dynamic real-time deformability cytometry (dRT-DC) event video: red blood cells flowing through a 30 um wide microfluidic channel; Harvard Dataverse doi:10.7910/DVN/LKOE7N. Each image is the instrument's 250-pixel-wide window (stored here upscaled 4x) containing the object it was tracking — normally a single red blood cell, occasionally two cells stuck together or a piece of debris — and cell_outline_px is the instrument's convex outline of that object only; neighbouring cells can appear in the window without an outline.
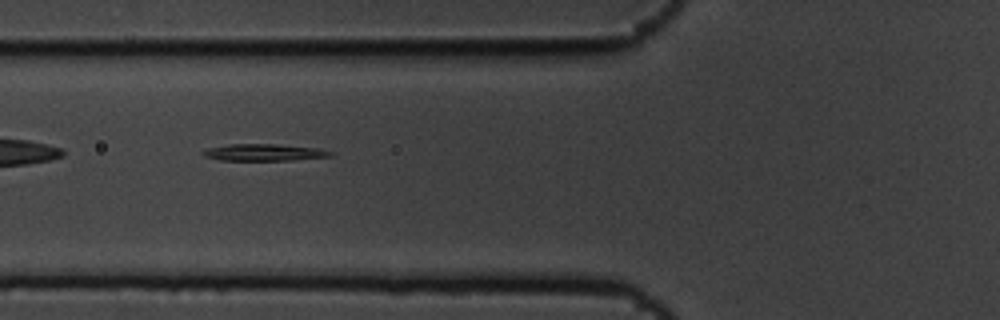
{"species": "common noctule bat (a hibernating species)", "species_latin": "Nyctalus noctula", "temperature_condition": "cold", "stored_images_in_passage": 4, "camera_frame_rate_fps": 3000, "um_per_image_px": 0.085, "animal": {"sex": "male", "body_mass_g": 19.5, "forearm_length_mm": 54.6}, "frame": {"image": 1, "passage_image": 3, "time_ms": 0.667, "image_size_px": [1000, 320], "cell_outline_px": [[332, 156], [292, 160], [220, 160], [204, 156], [200, 152], [208, 148], [228, 144], [276, 144], [320, 148], [332, 152]], "centroid_in_image_um": [22.43, 12.95], "position_along_channel_um": 103.4, "area_um2": 12.48}}
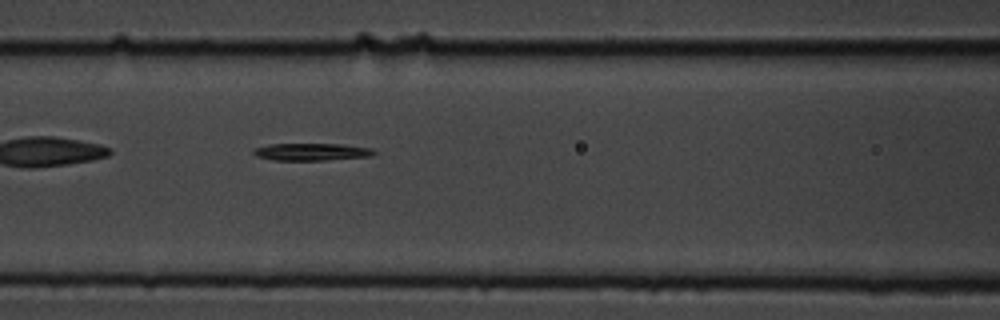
{"frame": {"image": 2, "passage_image": 4, "time_ms": 1.0, "image_size_px": [1000, 320], "cell_outline_px": [[376, 152], [372, 156], [324, 160], [272, 160], [256, 156], [252, 152], [252, 148], [268, 144], [344, 144], [372, 148]], "centroid_in_image_um": [26.45, 12.9], "position_along_channel_um": 140.1, "area_um2": 12.25}}